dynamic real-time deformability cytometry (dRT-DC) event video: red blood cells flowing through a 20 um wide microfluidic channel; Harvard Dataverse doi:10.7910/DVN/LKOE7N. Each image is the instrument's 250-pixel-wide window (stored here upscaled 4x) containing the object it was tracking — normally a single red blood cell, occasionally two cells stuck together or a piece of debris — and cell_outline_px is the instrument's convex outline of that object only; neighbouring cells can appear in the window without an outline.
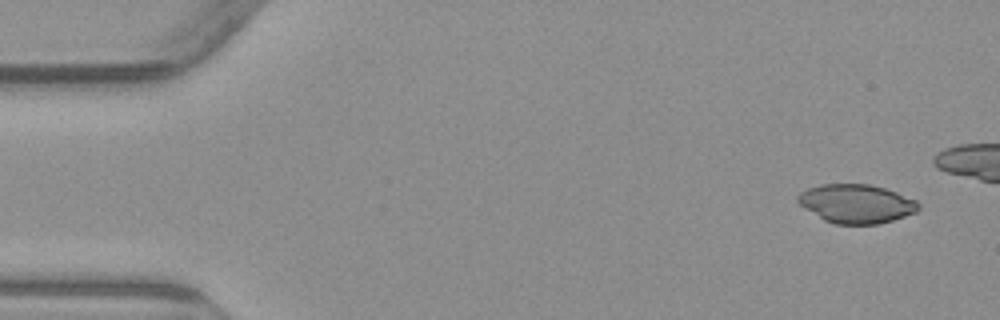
{"species": "common noctule bat (a hibernating species)", "species_latin": "Nyctalus noctula", "temperature_condition": "warm", "stored_images_in_passage": 5, "camera_frame_rate_fps": 3000, "um_per_image_px": 0.085, "animal": {"sex": "male", "body_mass_g": 23.1, "forearm_length_mm": 52.7}, "frame": {"image": 1, "passage_image": 1, "time_ms": 0.0, "image_size_px": [1000, 320], "cell_outline_px": [[920, 208], [916, 212], [892, 220], [876, 224], [836, 224], [824, 220], [804, 208], [796, 200], [796, 196], [800, 192], [808, 188], [820, 184], [868, 184], [884, 188], [896, 192], [916, 200], [920, 204]], "centroid_in_image_um": [72.77, 17.31], "position_along_channel_um": 12.2, "area_um2": 27.22}}